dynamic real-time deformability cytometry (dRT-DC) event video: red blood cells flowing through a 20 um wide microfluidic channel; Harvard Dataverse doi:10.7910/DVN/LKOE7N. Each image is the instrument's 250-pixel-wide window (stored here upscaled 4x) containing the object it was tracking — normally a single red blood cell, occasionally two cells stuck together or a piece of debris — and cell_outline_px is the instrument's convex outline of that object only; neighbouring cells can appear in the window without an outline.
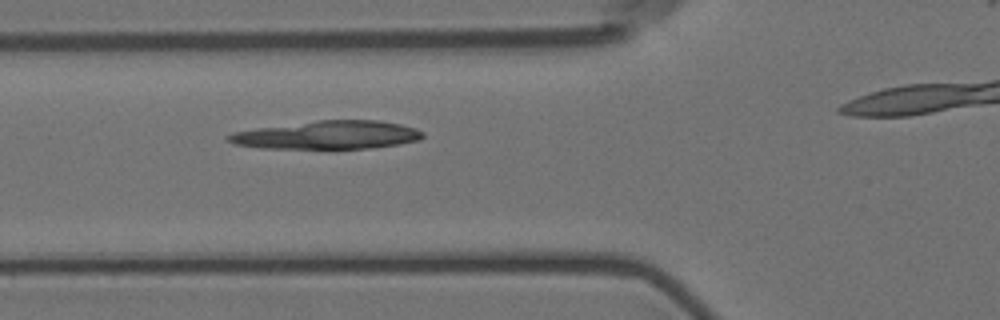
{"species": "Egyptian fruit bat (a non-hibernating species)", "species_latin": "Rousettus aegyptiacus", "temperature_condition": "room temperature", "stored_images_in_passage": 5, "segment_of_instrument_passage": [1, 2], "camera_frame_rate_fps": 3000, "um_per_image_px": 0.085, "animal": {"sex": "female"}, "frame": {"image": 1, "passage_image": 4, "time_ms": 3.333, "image_size_px": [1000, 320], "cell_outline_px": [[424, 136], [420, 140], [400, 144], [372, 148], [260, 148], [232, 144], [224, 136], [232, 132], [256, 128], [316, 120], [380, 120], [400, 124], [416, 128], [424, 132]], "centroid_in_image_um": [27.84, 11.47], "position_along_channel_um": 98.0, "area_um2": 32.19}}